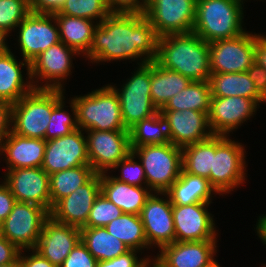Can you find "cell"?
<instances>
[{"instance_id":"7a4b0ae2","label":"cell","mask_w":266,"mask_h":267,"mask_svg":"<svg viewBox=\"0 0 266 267\" xmlns=\"http://www.w3.org/2000/svg\"><path fill=\"white\" fill-rule=\"evenodd\" d=\"M155 61L191 81H208L211 75L209 43L194 32L159 37Z\"/></svg>"},{"instance_id":"6da1fadb","label":"cell","mask_w":266,"mask_h":267,"mask_svg":"<svg viewBox=\"0 0 266 267\" xmlns=\"http://www.w3.org/2000/svg\"><path fill=\"white\" fill-rule=\"evenodd\" d=\"M158 38L144 13L112 12L94 29L85 58L92 63L139 58L137 64H145L155 61Z\"/></svg>"},{"instance_id":"2e32d148","label":"cell","mask_w":266,"mask_h":267,"mask_svg":"<svg viewBox=\"0 0 266 267\" xmlns=\"http://www.w3.org/2000/svg\"><path fill=\"white\" fill-rule=\"evenodd\" d=\"M140 218L150 248L157 245L160 250L175 242L172 204L166 193H152L141 210Z\"/></svg>"},{"instance_id":"3957f363","label":"cell","mask_w":266,"mask_h":267,"mask_svg":"<svg viewBox=\"0 0 266 267\" xmlns=\"http://www.w3.org/2000/svg\"><path fill=\"white\" fill-rule=\"evenodd\" d=\"M242 6L241 0H197L192 32L208 43L242 35Z\"/></svg>"},{"instance_id":"ee69618b","label":"cell","mask_w":266,"mask_h":267,"mask_svg":"<svg viewBox=\"0 0 266 267\" xmlns=\"http://www.w3.org/2000/svg\"><path fill=\"white\" fill-rule=\"evenodd\" d=\"M106 1L111 12H120V13H144L148 3V0H106Z\"/></svg>"},{"instance_id":"f907efd6","label":"cell","mask_w":266,"mask_h":267,"mask_svg":"<svg viewBox=\"0 0 266 267\" xmlns=\"http://www.w3.org/2000/svg\"><path fill=\"white\" fill-rule=\"evenodd\" d=\"M11 104L0 100V142L11 132Z\"/></svg>"},{"instance_id":"ba28073f","label":"cell","mask_w":266,"mask_h":267,"mask_svg":"<svg viewBox=\"0 0 266 267\" xmlns=\"http://www.w3.org/2000/svg\"><path fill=\"white\" fill-rule=\"evenodd\" d=\"M110 86L118 95L123 123L127 130L159 112L151 100L150 62L139 64L138 69L120 90L114 85Z\"/></svg>"},{"instance_id":"8d00e7d4","label":"cell","mask_w":266,"mask_h":267,"mask_svg":"<svg viewBox=\"0 0 266 267\" xmlns=\"http://www.w3.org/2000/svg\"><path fill=\"white\" fill-rule=\"evenodd\" d=\"M64 94V90L54 89V109L52 110L50 122L48 123L45 134L46 141L69 135L72 131L78 129L76 107L73 100L70 99V108L73 113L70 114L64 109Z\"/></svg>"},{"instance_id":"7c38bea8","label":"cell","mask_w":266,"mask_h":267,"mask_svg":"<svg viewBox=\"0 0 266 267\" xmlns=\"http://www.w3.org/2000/svg\"><path fill=\"white\" fill-rule=\"evenodd\" d=\"M85 133L89 163L95 173L110 171L132 152L129 130H88Z\"/></svg>"},{"instance_id":"9a60e30c","label":"cell","mask_w":266,"mask_h":267,"mask_svg":"<svg viewBox=\"0 0 266 267\" xmlns=\"http://www.w3.org/2000/svg\"><path fill=\"white\" fill-rule=\"evenodd\" d=\"M82 132L83 130L78 128L69 135L46 141L41 168L48 175L77 166L90 165L87 140Z\"/></svg>"},{"instance_id":"816d5d0a","label":"cell","mask_w":266,"mask_h":267,"mask_svg":"<svg viewBox=\"0 0 266 267\" xmlns=\"http://www.w3.org/2000/svg\"><path fill=\"white\" fill-rule=\"evenodd\" d=\"M255 61L266 69V35L257 34Z\"/></svg>"},{"instance_id":"836d02e7","label":"cell","mask_w":266,"mask_h":267,"mask_svg":"<svg viewBox=\"0 0 266 267\" xmlns=\"http://www.w3.org/2000/svg\"><path fill=\"white\" fill-rule=\"evenodd\" d=\"M94 174L90 165H82L49 175L51 210L60 199L85 184Z\"/></svg>"},{"instance_id":"277c9868","label":"cell","mask_w":266,"mask_h":267,"mask_svg":"<svg viewBox=\"0 0 266 267\" xmlns=\"http://www.w3.org/2000/svg\"><path fill=\"white\" fill-rule=\"evenodd\" d=\"M72 100L76 107L79 129L127 130L123 123L118 95L109 84L84 96H74Z\"/></svg>"},{"instance_id":"8992f818","label":"cell","mask_w":266,"mask_h":267,"mask_svg":"<svg viewBox=\"0 0 266 267\" xmlns=\"http://www.w3.org/2000/svg\"><path fill=\"white\" fill-rule=\"evenodd\" d=\"M54 109V89L34 88L11 106V130L28 138L45 140Z\"/></svg>"},{"instance_id":"83f0119b","label":"cell","mask_w":266,"mask_h":267,"mask_svg":"<svg viewBox=\"0 0 266 267\" xmlns=\"http://www.w3.org/2000/svg\"><path fill=\"white\" fill-rule=\"evenodd\" d=\"M191 82L180 73L163 68L156 61H150L151 100L159 111Z\"/></svg>"},{"instance_id":"ac0fdd59","label":"cell","mask_w":266,"mask_h":267,"mask_svg":"<svg viewBox=\"0 0 266 267\" xmlns=\"http://www.w3.org/2000/svg\"><path fill=\"white\" fill-rule=\"evenodd\" d=\"M3 177L16 201L35 204L51 212L49 175L41 167L8 170Z\"/></svg>"},{"instance_id":"9f6ffc18","label":"cell","mask_w":266,"mask_h":267,"mask_svg":"<svg viewBox=\"0 0 266 267\" xmlns=\"http://www.w3.org/2000/svg\"><path fill=\"white\" fill-rule=\"evenodd\" d=\"M0 267H21L19 260L16 262H12L6 265H1Z\"/></svg>"},{"instance_id":"52a82bcc","label":"cell","mask_w":266,"mask_h":267,"mask_svg":"<svg viewBox=\"0 0 266 267\" xmlns=\"http://www.w3.org/2000/svg\"><path fill=\"white\" fill-rule=\"evenodd\" d=\"M245 148L228 136L215 135V154L210 169V185L219 195L239 188L246 179Z\"/></svg>"},{"instance_id":"9c48e42d","label":"cell","mask_w":266,"mask_h":267,"mask_svg":"<svg viewBox=\"0 0 266 267\" xmlns=\"http://www.w3.org/2000/svg\"><path fill=\"white\" fill-rule=\"evenodd\" d=\"M50 212L38 205L16 201L7 218L1 222L0 235L20 250L35 249Z\"/></svg>"},{"instance_id":"f5cc1de1","label":"cell","mask_w":266,"mask_h":267,"mask_svg":"<svg viewBox=\"0 0 266 267\" xmlns=\"http://www.w3.org/2000/svg\"><path fill=\"white\" fill-rule=\"evenodd\" d=\"M256 224L257 234L262 243L266 245V214L259 216L258 222Z\"/></svg>"},{"instance_id":"d6a6232c","label":"cell","mask_w":266,"mask_h":267,"mask_svg":"<svg viewBox=\"0 0 266 267\" xmlns=\"http://www.w3.org/2000/svg\"><path fill=\"white\" fill-rule=\"evenodd\" d=\"M210 85L208 81H192L185 89L173 96L160 111L194 110L209 114Z\"/></svg>"},{"instance_id":"681fc988","label":"cell","mask_w":266,"mask_h":267,"mask_svg":"<svg viewBox=\"0 0 266 267\" xmlns=\"http://www.w3.org/2000/svg\"><path fill=\"white\" fill-rule=\"evenodd\" d=\"M31 255H23L21 250L19 255V262L21 267H56L48 259L44 258L39 252L35 249H31ZM23 255V256H22Z\"/></svg>"},{"instance_id":"60d3db41","label":"cell","mask_w":266,"mask_h":267,"mask_svg":"<svg viewBox=\"0 0 266 267\" xmlns=\"http://www.w3.org/2000/svg\"><path fill=\"white\" fill-rule=\"evenodd\" d=\"M134 159L136 157L131 152L126 158L117 163L113 170L121 167V175L114 176V178L132 186H147L144 168L140 161H135Z\"/></svg>"},{"instance_id":"d4e9b609","label":"cell","mask_w":266,"mask_h":267,"mask_svg":"<svg viewBox=\"0 0 266 267\" xmlns=\"http://www.w3.org/2000/svg\"><path fill=\"white\" fill-rule=\"evenodd\" d=\"M14 56L11 50L0 55V100L7 101L11 105L34 89L30 77V63L26 60L19 62ZM21 67L27 69L26 82L21 70L24 68Z\"/></svg>"},{"instance_id":"d590c367","label":"cell","mask_w":266,"mask_h":267,"mask_svg":"<svg viewBox=\"0 0 266 267\" xmlns=\"http://www.w3.org/2000/svg\"><path fill=\"white\" fill-rule=\"evenodd\" d=\"M129 138L131 147L171 143L166 121L160 111L131 127Z\"/></svg>"},{"instance_id":"db71d44e","label":"cell","mask_w":266,"mask_h":267,"mask_svg":"<svg viewBox=\"0 0 266 267\" xmlns=\"http://www.w3.org/2000/svg\"><path fill=\"white\" fill-rule=\"evenodd\" d=\"M8 36V33L0 28V55L6 54L10 51V48L7 45L8 43L5 41Z\"/></svg>"},{"instance_id":"4316f807","label":"cell","mask_w":266,"mask_h":267,"mask_svg":"<svg viewBox=\"0 0 266 267\" xmlns=\"http://www.w3.org/2000/svg\"><path fill=\"white\" fill-rule=\"evenodd\" d=\"M165 193L169 196L172 205L212 203V195L218 194L208 179L188 174L183 169L178 179Z\"/></svg>"},{"instance_id":"e0dca14e","label":"cell","mask_w":266,"mask_h":267,"mask_svg":"<svg viewBox=\"0 0 266 267\" xmlns=\"http://www.w3.org/2000/svg\"><path fill=\"white\" fill-rule=\"evenodd\" d=\"M211 203L172 205L175 241L216 240L217 234L213 216L207 207Z\"/></svg>"},{"instance_id":"f1b7e54d","label":"cell","mask_w":266,"mask_h":267,"mask_svg":"<svg viewBox=\"0 0 266 267\" xmlns=\"http://www.w3.org/2000/svg\"><path fill=\"white\" fill-rule=\"evenodd\" d=\"M58 26L60 41L85 56L92 44L95 21L85 18L54 14Z\"/></svg>"},{"instance_id":"7dc6e473","label":"cell","mask_w":266,"mask_h":267,"mask_svg":"<svg viewBox=\"0 0 266 267\" xmlns=\"http://www.w3.org/2000/svg\"><path fill=\"white\" fill-rule=\"evenodd\" d=\"M20 252L16 245L0 235V266L18 261Z\"/></svg>"},{"instance_id":"5b68a950","label":"cell","mask_w":266,"mask_h":267,"mask_svg":"<svg viewBox=\"0 0 266 267\" xmlns=\"http://www.w3.org/2000/svg\"><path fill=\"white\" fill-rule=\"evenodd\" d=\"M141 162L147 187L152 192L165 193L182 171V148L172 143L131 147Z\"/></svg>"},{"instance_id":"e575fe53","label":"cell","mask_w":266,"mask_h":267,"mask_svg":"<svg viewBox=\"0 0 266 267\" xmlns=\"http://www.w3.org/2000/svg\"><path fill=\"white\" fill-rule=\"evenodd\" d=\"M105 228L110 234L126 244L129 249L139 252L142 249H150L140 215L122 213L120 217L108 223Z\"/></svg>"},{"instance_id":"8fae6325","label":"cell","mask_w":266,"mask_h":267,"mask_svg":"<svg viewBox=\"0 0 266 267\" xmlns=\"http://www.w3.org/2000/svg\"><path fill=\"white\" fill-rule=\"evenodd\" d=\"M257 34L248 31L209 43L211 73H241L255 62Z\"/></svg>"},{"instance_id":"74e56055","label":"cell","mask_w":266,"mask_h":267,"mask_svg":"<svg viewBox=\"0 0 266 267\" xmlns=\"http://www.w3.org/2000/svg\"><path fill=\"white\" fill-rule=\"evenodd\" d=\"M58 13L101 23L112 12L106 0H65Z\"/></svg>"},{"instance_id":"f35d334b","label":"cell","mask_w":266,"mask_h":267,"mask_svg":"<svg viewBox=\"0 0 266 267\" xmlns=\"http://www.w3.org/2000/svg\"><path fill=\"white\" fill-rule=\"evenodd\" d=\"M29 13L28 0H0V28L9 34Z\"/></svg>"},{"instance_id":"484cf974","label":"cell","mask_w":266,"mask_h":267,"mask_svg":"<svg viewBox=\"0 0 266 267\" xmlns=\"http://www.w3.org/2000/svg\"><path fill=\"white\" fill-rule=\"evenodd\" d=\"M108 174H100L101 193L123 213L140 215L146 200L153 192L147 186H132Z\"/></svg>"},{"instance_id":"f546056e","label":"cell","mask_w":266,"mask_h":267,"mask_svg":"<svg viewBox=\"0 0 266 267\" xmlns=\"http://www.w3.org/2000/svg\"><path fill=\"white\" fill-rule=\"evenodd\" d=\"M211 97L240 96L253 99L258 105L266 100L257 92L247 72L211 73L209 76Z\"/></svg>"},{"instance_id":"b9f144b4","label":"cell","mask_w":266,"mask_h":267,"mask_svg":"<svg viewBox=\"0 0 266 267\" xmlns=\"http://www.w3.org/2000/svg\"><path fill=\"white\" fill-rule=\"evenodd\" d=\"M97 262L87 247L80 241L60 267H97Z\"/></svg>"},{"instance_id":"ab89813d","label":"cell","mask_w":266,"mask_h":267,"mask_svg":"<svg viewBox=\"0 0 266 267\" xmlns=\"http://www.w3.org/2000/svg\"><path fill=\"white\" fill-rule=\"evenodd\" d=\"M122 210L102 193L95 199L87 223L83 227H105L122 215Z\"/></svg>"},{"instance_id":"6f0895ef","label":"cell","mask_w":266,"mask_h":267,"mask_svg":"<svg viewBox=\"0 0 266 267\" xmlns=\"http://www.w3.org/2000/svg\"><path fill=\"white\" fill-rule=\"evenodd\" d=\"M209 267H221L217 261H215L211 266Z\"/></svg>"},{"instance_id":"5bb4252c","label":"cell","mask_w":266,"mask_h":267,"mask_svg":"<svg viewBox=\"0 0 266 267\" xmlns=\"http://www.w3.org/2000/svg\"><path fill=\"white\" fill-rule=\"evenodd\" d=\"M17 27L19 28L17 38L21 56L29 63L33 62L43 51L60 42L54 14L30 12Z\"/></svg>"},{"instance_id":"4fadbf2b","label":"cell","mask_w":266,"mask_h":267,"mask_svg":"<svg viewBox=\"0 0 266 267\" xmlns=\"http://www.w3.org/2000/svg\"><path fill=\"white\" fill-rule=\"evenodd\" d=\"M74 55L79 54L61 41L43 51L30 63V77L34 88L65 90L62 82L72 73ZM38 79L41 82L43 80L42 84L44 80L46 83L39 86Z\"/></svg>"},{"instance_id":"1f68e13d","label":"cell","mask_w":266,"mask_h":267,"mask_svg":"<svg viewBox=\"0 0 266 267\" xmlns=\"http://www.w3.org/2000/svg\"><path fill=\"white\" fill-rule=\"evenodd\" d=\"M215 154V135L193 144L182 147V169L193 175H198L209 180L210 169Z\"/></svg>"},{"instance_id":"ffe728a7","label":"cell","mask_w":266,"mask_h":267,"mask_svg":"<svg viewBox=\"0 0 266 267\" xmlns=\"http://www.w3.org/2000/svg\"><path fill=\"white\" fill-rule=\"evenodd\" d=\"M100 193V174L95 173L85 184L60 199L52 207L50 216L57 222L82 228Z\"/></svg>"},{"instance_id":"603a6c76","label":"cell","mask_w":266,"mask_h":267,"mask_svg":"<svg viewBox=\"0 0 266 267\" xmlns=\"http://www.w3.org/2000/svg\"><path fill=\"white\" fill-rule=\"evenodd\" d=\"M80 241V228L57 222L50 216L44 223L35 250L60 267Z\"/></svg>"},{"instance_id":"7bdbcfd3","label":"cell","mask_w":266,"mask_h":267,"mask_svg":"<svg viewBox=\"0 0 266 267\" xmlns=\"http://www.w3.org/2000/svg\"><path fill=\"white\" fill-rule=\"evenodd\" d=\"M137 250L130 249L124 254L105 261H98L97 267H143V265L150 259V256L146 258H139L137 257Z\"/></svg>"},{"instance_id":"c3c4849f","label":"cell","mask_w":266,"mask_h":267,"mask_svg":"<svg viewBox=\"0 0 266 267\" xmlns=\"http://www.w3.org/2000/svg\"><path fill=\"white\" fill-rule=\"evenodd\" d=\"M15 202L9 187L4 182L0 184V223L7 218Z\"/></svg>"},{"instance_id":"cb8c5ba5","label":"cell","mask_w":266,"mask_h":267,"mask_svg":"<svg viewBox=\"0 0 266 267\" xmlns=\"http://www.w3.org/2000/svg\"><path fill=\"white\" fill-rule=\"evenodd\" d=\"M45 148L46 140L24 137L11 130L0 142V155L5 156L7 170L35 168L42 166Z\"/></svg>"},{"instance_id":"11a10c76","label":"cell","mask_w":266,"mask_h":267,"mask_svg":"<svg viewBox=\"0 0 266 267\" xmlns=\"http://www.w3.org/2000/svg\"><path fill=\"white\" fill-rule=\"evenodd\" d=\"M143 267H162V266L158 263V261L152 258V259H148V261L143 265Z\"/></svg>"},{"instance_id":"30bf717a","label":"cell","mask_w":266,"mask_h":267,"mask_svg":"<svg viewBox=\"0 0 266 267\" xmlns=\"http://www.w3.org/2000/svg\"><path fill=\"white\" fill-rule=\"evenodd\" d=\"M197 0H148L145 17L156 34L190 33L196 18Z\"/></svg>"},{"instance_id":"44dd1931","label":"cell","mask_w":266,"mask_h":267,"mask_svg":"<svg viewBox=\"0 0 266 267\" xmlns=\"http://www.w3.org/2000/svg\"><path fill=\"white\" fill-rule=\"evenodd\" d=\"M160 112L166 121L169 139L173 145L182 148L214 135L205 112L190 109Z\"/></svg>"},{"instance_id":"4dcf8cb0","label":"cell","mask_w":266,"mask_h":267,"mask_svg":"<svg viewBox=\"0 0 266 267\" xmlns=\"http://www.w3.org/2000/svg\"><path fill=\"white\" fill-rule=\"evenodd\" d=\"M80 231L82 243L97 261L111 260L130 250L105 227H82Z\"/></svg>"},{"instance_id":"f6af8a7d","label":"cell","mask_w":266,"mask_h":267,"mask_svg":"<svg viewBox=\"0 0 266 267\" xmlns=\"http://www.w3.org/2000/svg\"><path fill=\"white\" fill-rule=\"evenodd\" d=\"M246 72L257 92L266 100V69L255 61Z\"/></svg>"},{"instance_id":"bcb514c9","label":"cell","mask_w":266,"mask_h":267,"mask_svg":"<svg viewBox=\"0 0 266 267\" xmlns=\"http://www.w3.org/2000/svg\"><path fill=\"white\" fill-rule=\"evenodd\" d=\"M65 0H30V12L36 14H55L60 11Z\"/></svg>"},{"instance_id":"d6986e66","label":"cell","mask_w":266,"mask_h":267,"mask_svg":"<svg viewBox=\"0 0 266 267\" xmlns=\"http://www.w3.org/2000/svg\"><path fill=\"white\" fill-rule=\"evenodd\" d=\"M259 107L253 99L246 97H211L208 117L213 134L229 137L242 123L250 120Z\"/></svg>"},{"instance_id":"7402d4cb","label":"cell","mask_w":266,"mask_h":267,"mask_svg":"<svg viewBox=\"0 0 266 267\" xmlns=\"http://www.w3.org/2000/svg\"><path fill=\"white\" fill-rule=\"evenodd\" d=\"M217 240L175 241L163 246L154 259L162 267H209L216 260Z\"/></svg>"}]
</instances>
